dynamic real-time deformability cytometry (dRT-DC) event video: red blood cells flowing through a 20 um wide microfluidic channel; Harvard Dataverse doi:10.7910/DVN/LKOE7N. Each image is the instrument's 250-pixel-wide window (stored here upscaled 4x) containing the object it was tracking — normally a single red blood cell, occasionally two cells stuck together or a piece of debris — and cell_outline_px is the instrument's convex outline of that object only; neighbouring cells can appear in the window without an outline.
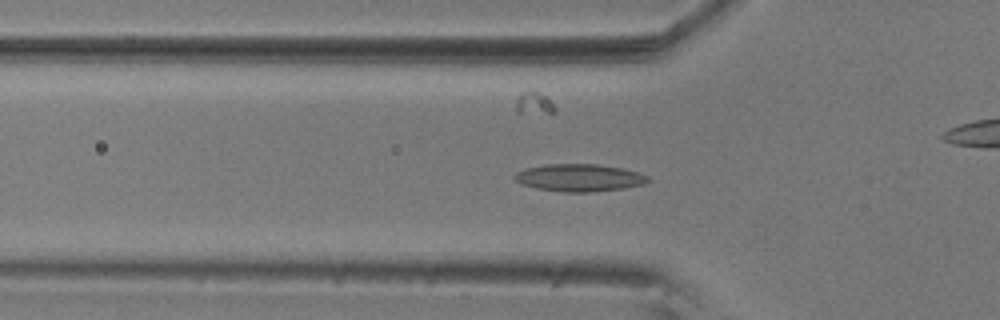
{"species": "common noctule bat (a hibernating species)", "species_latin": "Nyctalus noctula", "temperature_condition": "room temperature", "stored_images_in_passage": 42, "camera_frame_rate_fps": 3000, "um_per_image_px": 0.085, "animal": {"sex": "male", "body_mass_g": 20.5, "forearm_length_mm": 52.5}, "frame": {"image": 1, "passage_image": 3, "time_ms": 0.667, "image_size_px": [1000, 320], "cell_outline_px": [[652, 180], [644, 184], [624, 188], [592, 192], [560, 192], [536, 188], [524, 184], [516, 180], [512, 176], [516, 172], [524, 168], [548, 164], [596, 164], [620, 168], [636, 172], [648, 176]], "centroid_in_image_um": [49.23, 15.11], "position_along_channel_um": 76.6, "area_um2": 21.27}}
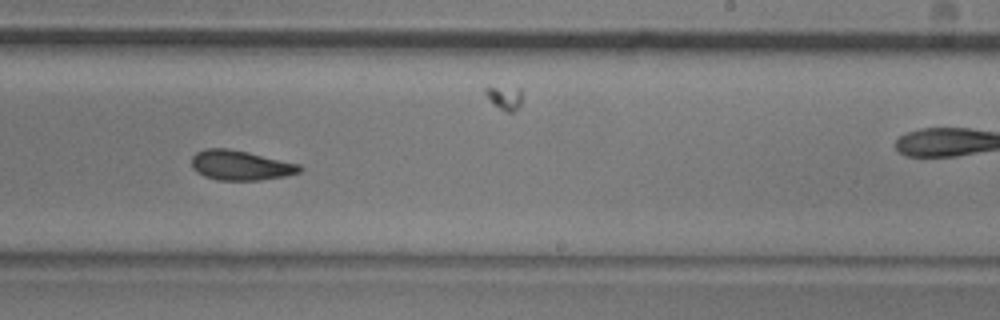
{"frame": {"image": 2, "passage_image": 19, "time_ms": 6.0, "image_size_px": [1000, 320], "cell_outline_px": [[304, 168], [300, 172], [284, 176], [260, 180], [216, 180], [204, 176], [196, 172], [192, 168], [192, 156], [196, 152], [204, 148], [228, 148], [248, 152], [300, 164]], "centroid_in_image_um": [20.43, 14.05], "position_along_channel_um": 268.6, "area_um2": 18.9}}
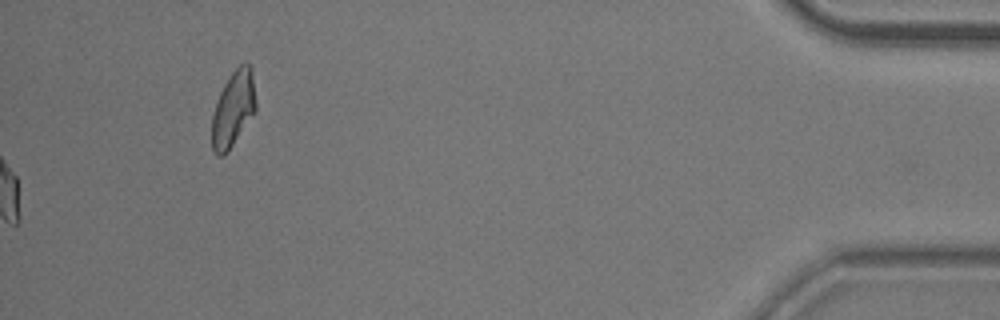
{"frame": {"image": 3, "passage_image": 42, "time_ms": 13.667, "image_size_px": [1000, 320], "cell_outline_px": [[256, 108], [228, 152], [224, 156], [216, 156], [212, 148], [212, 116], [220, 92], [224, 84], [232, 72], [240, 64], [248, 64], [252, 68], [256, 104]], "centroid_in_image_um": [19.81, 9.27], "position_along_channel_um": 415.4, "area_um2": 19.07}, "authors_computed_cell_mechanics": {"area_um2": 18.6405, "velocity_mm_per_s": 3.5866, "shape_relaxation_time_tau1_ms": 5.6046, "shape_relaxation_time_tau2_ms": 2.8902, "deformation_change_tau1": 0.1434, "deformation_change_tau2": 0.0896}}